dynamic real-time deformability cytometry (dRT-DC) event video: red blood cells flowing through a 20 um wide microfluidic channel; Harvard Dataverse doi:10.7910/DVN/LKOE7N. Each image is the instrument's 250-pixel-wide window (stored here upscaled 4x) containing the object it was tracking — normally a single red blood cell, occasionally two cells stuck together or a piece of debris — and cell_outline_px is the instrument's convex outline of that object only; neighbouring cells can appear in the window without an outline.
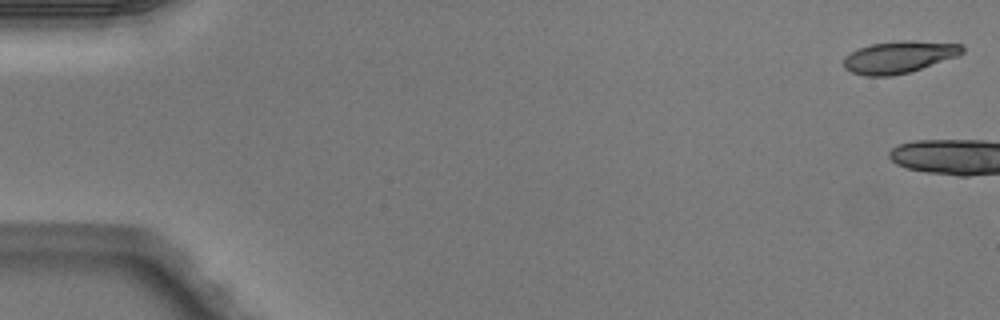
{"species": "Egyptian fruit bat (a non-hibernating species)", "species_latin": "Rousettus aegyptiacus", "temperature_condition": "warm", "stored_images_in_passage": 6, "camera_frame_rate_fps": 3000, "um_per_image_px": 0.085, "animal": {"sex": "male"}, "frame": {"image": 1, "passage_image": 1, "time_ms": 0.0, "image_size_px": [1000, 320], "cell_outline_px": [[964, 52], [960, 56], [908, 72], [892, 76], [864, 76], [852, 72], [844, 68], [844, 56], [860, 48], [872, 44], [900, 40], [912, 40], [964, 44]], "centroid_in_image_um": [76.46, 4.84], "position_along_channel_um": 8.5, "area_um2": 22.25}}